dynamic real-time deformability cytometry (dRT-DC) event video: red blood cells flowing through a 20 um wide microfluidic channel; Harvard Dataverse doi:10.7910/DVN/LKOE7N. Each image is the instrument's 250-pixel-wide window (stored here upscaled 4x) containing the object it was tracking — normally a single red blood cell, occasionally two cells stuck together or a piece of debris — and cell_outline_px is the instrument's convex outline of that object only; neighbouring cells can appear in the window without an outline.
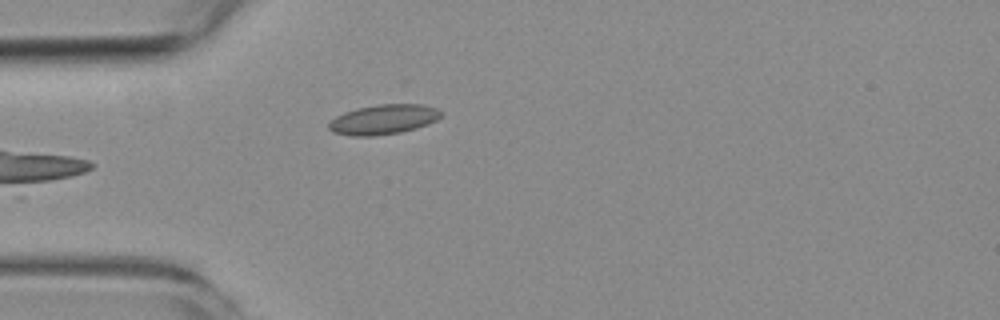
{"species": "common noctule bat (a hibernating species)", "species_latin": "Nyctalus noctula", "temperature_condition": "room temperature", "stored_images_in_passage": 4, "camera_frame_rate_fps": 3000, "um_per_image_px": 0.085, "animal": {"sex": "female", "body_mass_g": 19.3, "forearm_length_mm": 54.1}, "frame": {"image": 1, "passage_image": 4, "time_ms": 5.0, "image_size_px": [1000, 320], "cell_outline_px": [[444, 112], [436, 120], [428, 124], [416, 128], [400, 132], [372, 136], [352, 136], [332, 132], [328, 128], [328, 124], [336, 116], [344, 112], [356, 108], [380, 104], [424, 104], [436, 108]], "centroid_in_image_um": [32.6, 10.15], "position_along_channel_um": 52.4, "area_um2": 19.54}}